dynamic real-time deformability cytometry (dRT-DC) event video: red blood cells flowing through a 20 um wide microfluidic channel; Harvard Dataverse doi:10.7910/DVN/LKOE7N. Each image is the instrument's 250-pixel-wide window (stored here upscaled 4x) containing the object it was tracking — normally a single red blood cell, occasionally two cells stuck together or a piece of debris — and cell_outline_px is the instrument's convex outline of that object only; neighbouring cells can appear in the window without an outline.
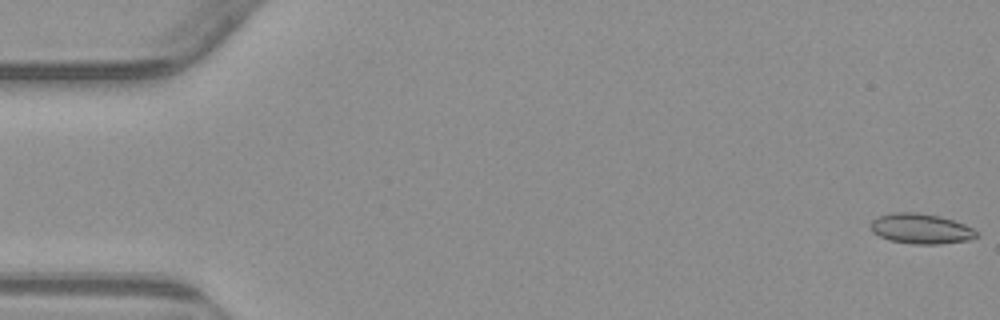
{"species": "common noctule bat (a hibernating species)", "species_latin": "Nyctalus noctula", "temperature_condition": "warm", "stored_images_in_passage": 55, "camera_frame_rate_fps": 3000, "um_per_image_px": 0.085, "animal": {"sex": "male", "body_mass_g": 23.1, "forearm_length_mm": 52.7}, "frame": {"image": 1, "passage_image": 1, "time_ms": 0.0, "image_size_px": [1000, 320], "cell_outline_px": [[980, 236], [968, 240], [940, 244], [912, 244], [888, 240], [872, 232], [872, 220], [880, 216], [892, 212], [916, 212], [940, 216], [964, 224], [972, 228]], "centroid_in_image_um": [78.29, 19.44], "position_along_channel_um": 6.7, "area_um2": 18.55}}
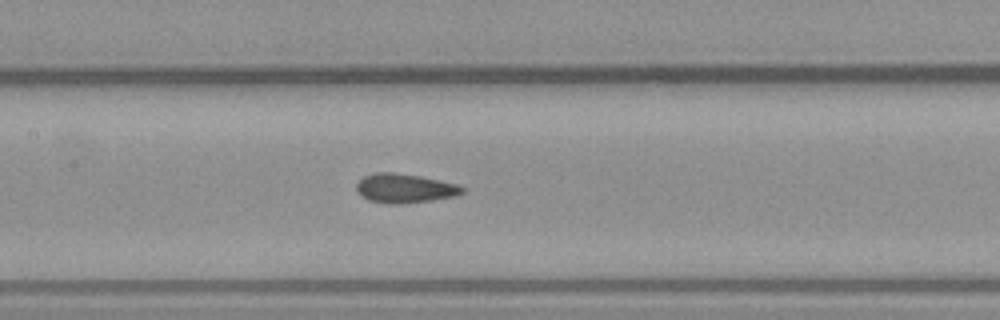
{"frame": {"image": 2, "passage_image": 26, "time_ms": 8.333, "image_size_px": [1000, 320], "cell_outline_px": [[464, 192], [456, 196], [432, 200], [400, 204], [388, 204], [368, 200], [360, 196], [356, 192], [356, 184], [364, 176], [376, 172], [396, 172], [420, 176], [456, 184], [464, 188]], "centroid_in_image_um": [34.36, 16.01], "position_along_channel_um": 173.0, "area_um2": 18.09}}
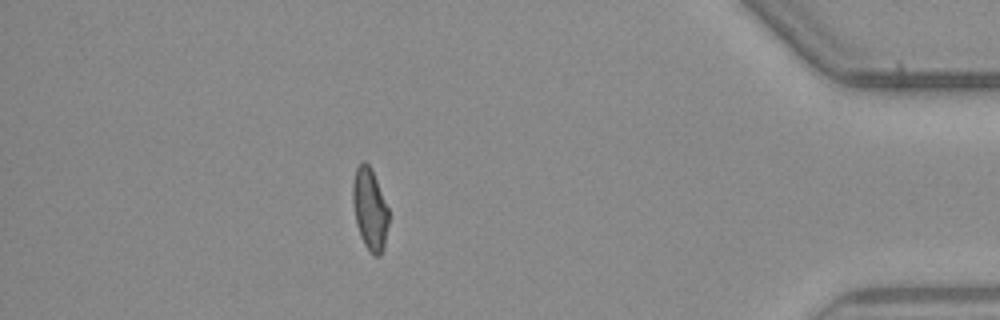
{"frame": {"image": 3, "passage_image": 48, "time_ms": 15.667, "image_size_px": [1000, 320], "cell_outline_px": [[388, 224], [384, 248], [380, 256], [376, 256], [364, 244], [360, 236], [356, 224], [352, 200], [352, 180], [356, 168], [364, 160], [372, 168], [388, 208]], "centroid_in_image_um": [31.42, 17.75], "position_along_channel_um": 403.8, "area_um2": 17.17}, "authors_computed_cell_mechanics": {"area_um2": 17.918, "velocity_mm_per_s": 3.8249, "shape_relaxation_time_tau1_ms": null, "shape_relaxation_time_tau2_ms": 2.0914, "deformation_change_tau1": null, "deformation_change_tau2": 0.0752}}